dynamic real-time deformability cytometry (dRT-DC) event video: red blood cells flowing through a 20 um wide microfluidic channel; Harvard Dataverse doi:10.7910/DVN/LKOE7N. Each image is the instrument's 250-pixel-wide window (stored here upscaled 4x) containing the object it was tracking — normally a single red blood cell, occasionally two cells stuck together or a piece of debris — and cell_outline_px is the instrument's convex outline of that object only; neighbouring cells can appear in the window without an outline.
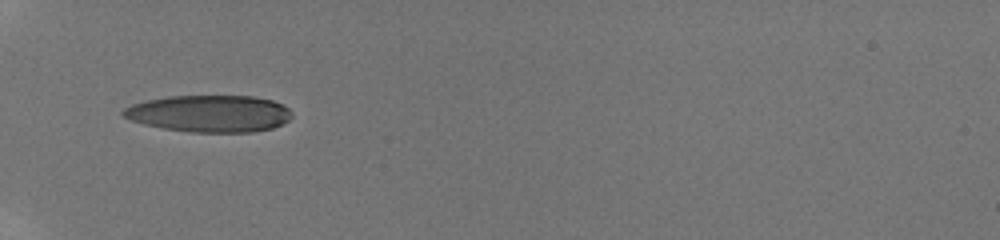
{"species": "human", "species_latin": "Homo sapiens", "temperature_condition": "room temperature", "stored_images_in_passage": 53, "camera_frame_rate_fps": 3000, "um_per_image_px": 0.085, "donor": {"sex": "male"}, "frame": {"image": 1, "passage_image": 1, "time_ms": 0.0, "image_size_px": [1000, 240], "cell_outline_px": [[292, 116], [288, 120], [272, 128], [252, 132], [192, 132], [164, 128], [144, 124], [132, 120], [124, 116], [120, 112], [124, 108], [132, 104], [148, 100], [168, 96], [256, 96], [272, 100], [288, 108], [292, 112]], "centroid_in_image_um": [17.81, 9.65], "position_along_channel_um": 67.2, "area_um2": 36.13}}
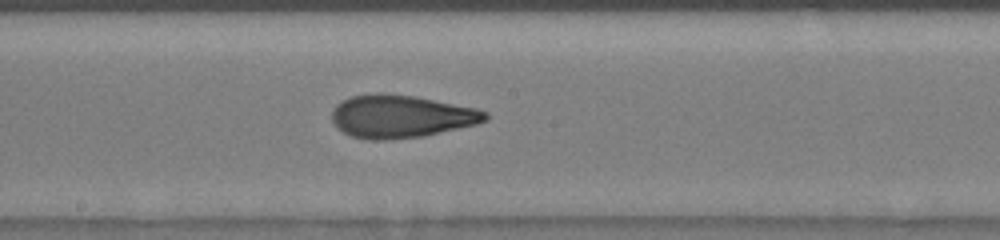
{"frame": {"image": 2, "passage_image": 18, "time_ms": 4.0, "image_size_px": [1000, 240], "cell_outline_px": [[488, 120], [476, 124], [420, 136], [384, 140], [372, 140], [352, 136], [336, 128], [332, 120], [332, 112], [336, 104], [340, 100], [352, 96], [416, 96], [476, 108], [488, 112]], "centroid_in_image_um": [34.09, 9.92], "position_along_channel_um": 214.1, "area_um2": 37.28}}
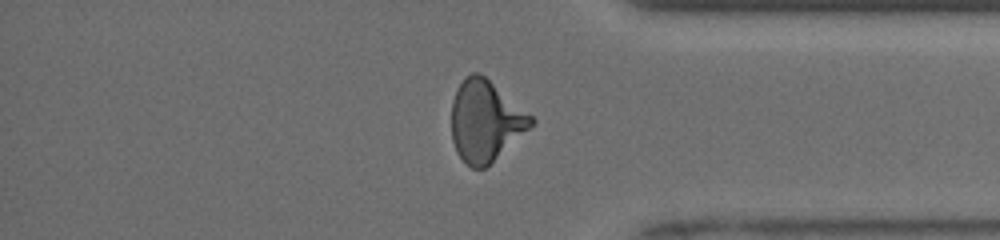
{"frame": {"image": 3, "passage_image": 42, "time_ms": 8.667, "image_size_px": [1000, 240], "cell_outline_px": [[536, 124], [484, 168], [472, 168], [456, 152], [452, 140], [452, 100], [456, 88], [464, 76], [472, 72], [480, 72], [532, 116], [536, 120]], "centroid_in_image_um": [41.26, 10.25], "position_along_channel_um": 393.9, "area_um2": 37.51}, "authors_computed_cell_mechanics": {"area_um2": 36.992, "velocity_mm_per_s": 3.9763, "shape_relaxation_time_tau1_ms": 5.1812, "shape_relaxation_time_tau2_ms": 1.4107, "deformation_change_tau1": 0.1998, "deformation_change_tau2": 0.0907}}